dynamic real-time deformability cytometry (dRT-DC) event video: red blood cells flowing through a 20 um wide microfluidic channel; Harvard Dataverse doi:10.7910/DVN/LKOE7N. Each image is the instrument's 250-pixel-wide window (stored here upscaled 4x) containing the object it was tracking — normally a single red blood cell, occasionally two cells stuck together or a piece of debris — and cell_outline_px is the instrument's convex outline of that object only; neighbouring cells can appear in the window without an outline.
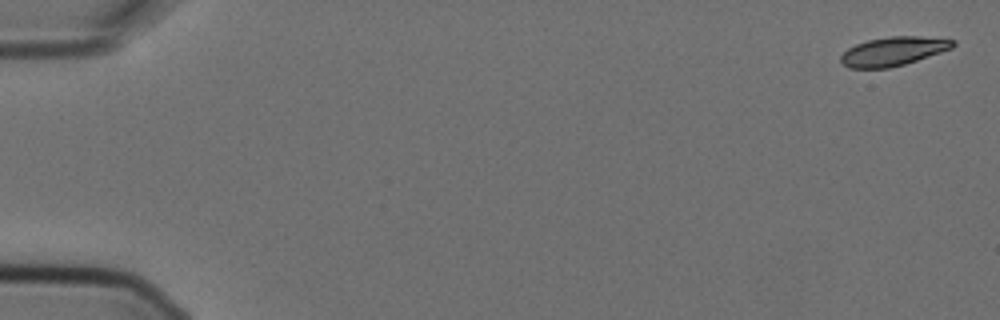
{"species": "Egyptian fruit bat (a non-hibernating species)", "species_latin": "Rousettus aegyptiacus", "temperature_condition": "cold", "stored_images_in_passage": 3, "camera_frame_rate_fps": 3000, "um_per_image_px": 0.085, "animal": {"sex": "female"}, "frame": {"image": 1, "passage_image": 1, "time_ms": 0.0, "image_size_px": [1000, 320], "cell_outline_px": [[956, 44], [952, 48], [904, 64], [888, 68], [848, 68], [840, 60], [840, 56], [848, 48], [856, 44], [868, 40], [892, 36], [920, 36], [956, 40]], "centroid_in_image_um": [75.92, 4.35], "position_along_channel_um": 9.1, "area_um2": 18.67}}